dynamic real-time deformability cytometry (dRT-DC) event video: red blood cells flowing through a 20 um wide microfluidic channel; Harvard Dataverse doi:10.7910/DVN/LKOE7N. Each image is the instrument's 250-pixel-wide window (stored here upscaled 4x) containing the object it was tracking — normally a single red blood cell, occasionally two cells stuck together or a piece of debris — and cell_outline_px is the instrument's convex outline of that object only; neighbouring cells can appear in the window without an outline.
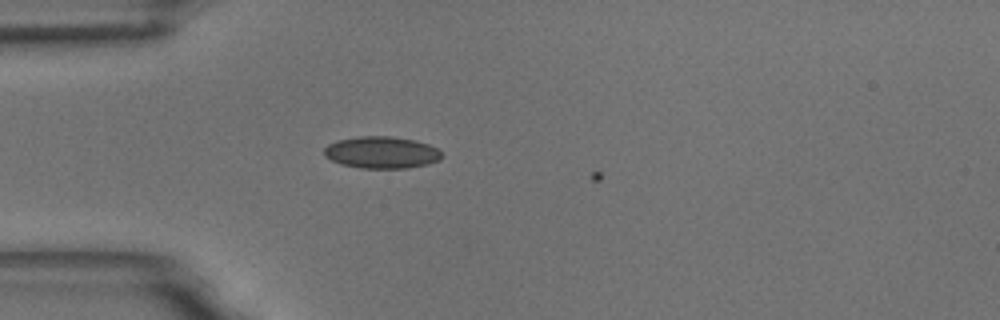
{"species": "common noctule bat (a hibernating species)", "species_latin": "Nyctalus noctula", "temperature_condition": "room temperature", "stored_images_in_passage": 5, "camera_frame_rate_fps": 3000, "um_per_image_px": 0.085, "animal": {"sex": "male", "body_mass_g": 18.8}, "frame": {"image": 1, "passage_image": 4, "time_ms": 1.0, "image_size_px": [1000, 320], "cell_outline_px": [[444, 156], [440, 160], [428, 164], [408, 168], [360, 168], [340, 164], [324, 156], [324, 148], [328, 144], [336, 140], [360, 136], [392, 136], [412, 140], [428, 144], [436, 148]], "centroid_in_image_um": [32.42, 12.96], "position_along_channel_um": 52.6, "area_um2": 21.96}}